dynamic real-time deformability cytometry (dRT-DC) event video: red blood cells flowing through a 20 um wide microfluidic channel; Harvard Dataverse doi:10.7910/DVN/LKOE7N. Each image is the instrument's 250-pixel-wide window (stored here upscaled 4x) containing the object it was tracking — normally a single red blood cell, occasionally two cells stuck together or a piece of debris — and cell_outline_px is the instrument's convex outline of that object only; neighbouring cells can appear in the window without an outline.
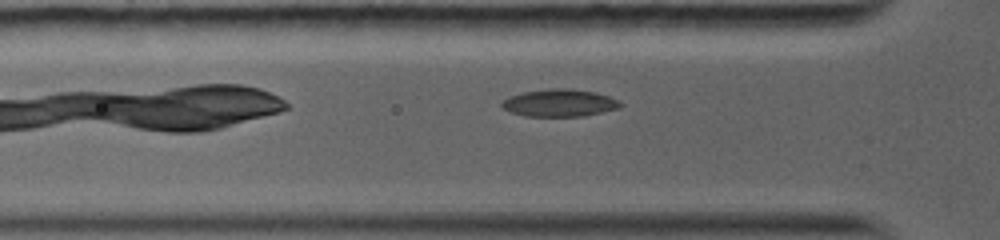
{"species": "common noctule bat (a hibernating species)", "species_latin": "Nyctalus noctula", "temperature_condition": "warm", "stored_images_in_passage": 26, "camera_frame_rate_fps": 5000, "um_per_image_px": 0.085, "animal": {"sex": "female", "body_mass_g": 19.0, "forearm_length_mm": 56.7}, "frame": {"image": 1, "passage_image": 5, "time_ms": 1.6, "image_size_px": [1000, 240], "cell_outline_px": [[624, 104], [620, 108], [584, 116], [524, 116], [512, 112], [504, 108], [500, 104], [508, 96], [524, 92], [548, 88], [572, 88], [596, 92], [608, 96]], "centroid_in_image_um": [47.57, 8.74], "position_along_channel_um": 78.2, "area_um2": 18.96}}
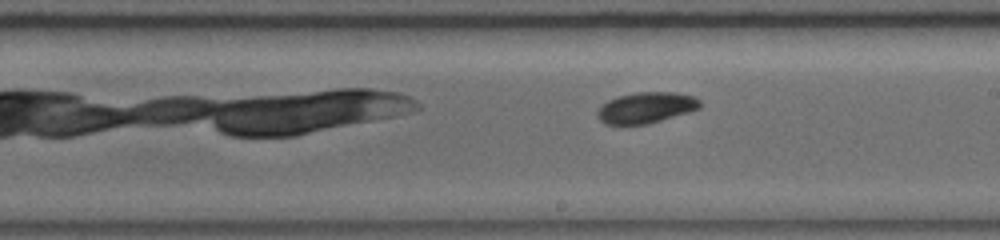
{"frame": {"image": 2, "passage_image": 14, "time_ms": 5.4, "image_size_px": [1000, 240], "cell_outline_px": [[700, 108], [688, 112], [648, 124], [604, 124], [596, 116], [596, 112], [608, 100], [616, 96], [636, 92], [676, 92], [692, 96], [700, 100]], "centroid_in_image_um": [54.9, 9.14], "position_along_channel_um": 234.1, "area_um2": 18.44}}
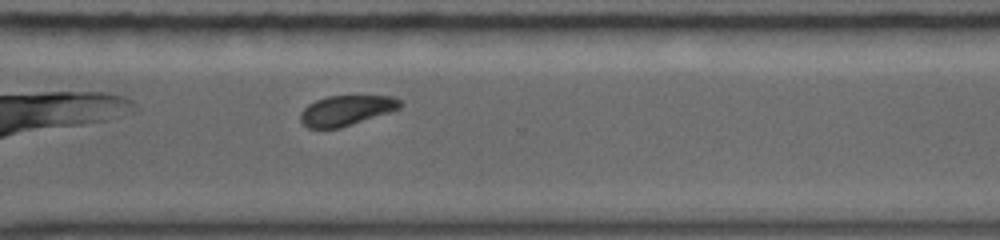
{"frame": {"image": 3, "passage_image": 20, "time_ms": 8.0, "image_size_px": [1000, 240], "cell_outline_px": [[404, 104], [400, 108], [340, 128], [308, 128], [300, 120], [300, 112], [308, 104], [316, 100], [328, 96], [396, 96]], "centroid_in_image_um": [29.43, 9.37], "position_along_channel_um": 341.2, "area_um2": 17.4}}